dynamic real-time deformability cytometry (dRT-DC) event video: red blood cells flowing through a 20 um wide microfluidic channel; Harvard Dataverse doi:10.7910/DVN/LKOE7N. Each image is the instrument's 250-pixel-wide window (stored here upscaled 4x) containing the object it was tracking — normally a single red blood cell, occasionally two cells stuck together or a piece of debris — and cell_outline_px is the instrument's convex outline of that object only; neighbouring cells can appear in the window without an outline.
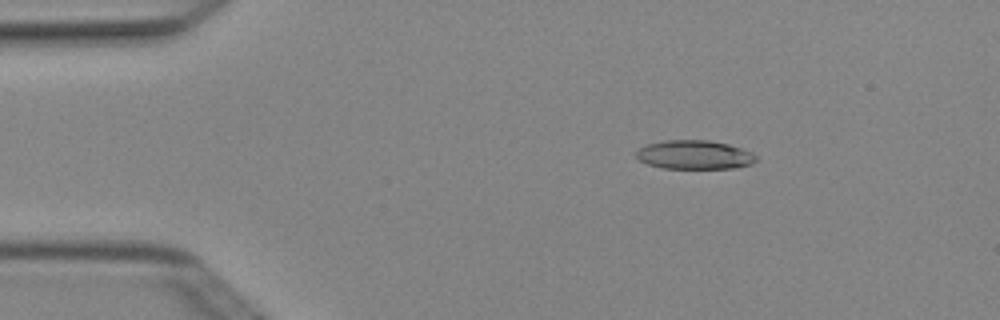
{"species": "Egyptian fruit bat (a non-hibernating species)", "species_latin": "Rousettus aegyptiacus", "temperature_condition": "cold", "stored_images_in_passage": 5, "camera_frame_rate_fps": 3000, "um_per_image_px": 0.085, "animal": {"sex": "female"}, "frame": {"image": 1, "passage_image": 2, "time_ms": 0.333, "image_size_px": [1000, 320], "cell_outline_px": [[756, 160], [752, 164], [732, 168], [660, 168], [648, 164], [640, 160], [636, 156], [636, 148], [648, 144], [664, 140], [708, 140], [728, 144], [752, 152], [756, 156]], "centroid_in_image_um": [59.0, 13.15], "position_along_channel_um": 26.0, "area_um2": 20.17}}
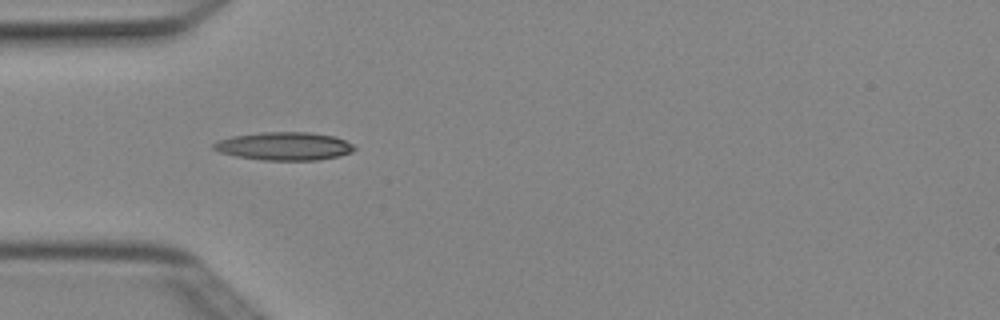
{"frame": {"image": 2, "passage_image": 4, "time_ms": 1.0, "image_size_px": [1000, 320], "cell_outline_px": [[356, 148], [352, 152], [340, 156], [320, 160], [264, 160], [236, 156], [220, 152], [212, 148], [212, 144], [220, 140], [232, 136], [260, 132], [312, 132], [336, 136], [352, 144]], "centroid_in_image_um": [24.19, 12.42], "position_along_channel_um": 60.8, "area_um2": 23.18}}
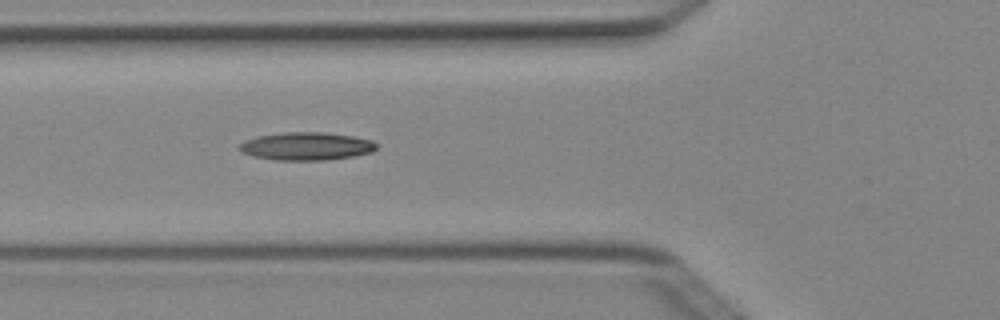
{"frame": {"image": 3, "passage_image": 5, "time_ms": 1.333, "image_size_px": [1000, 320], "cell_outline_px": [[376, 148], [372, 152], [352, 156], [324, 160], [276, 160], [252, 156], [240, 152], [240, 144], [244, 140], [256, 136], [284, 132], [324, 132], [352, 136], [372, 140], [376, 144]], "centroid_in_image_um": [26.01, 12.42], "position_along_channel_um": 99.8, "area_um2": 22.31}}